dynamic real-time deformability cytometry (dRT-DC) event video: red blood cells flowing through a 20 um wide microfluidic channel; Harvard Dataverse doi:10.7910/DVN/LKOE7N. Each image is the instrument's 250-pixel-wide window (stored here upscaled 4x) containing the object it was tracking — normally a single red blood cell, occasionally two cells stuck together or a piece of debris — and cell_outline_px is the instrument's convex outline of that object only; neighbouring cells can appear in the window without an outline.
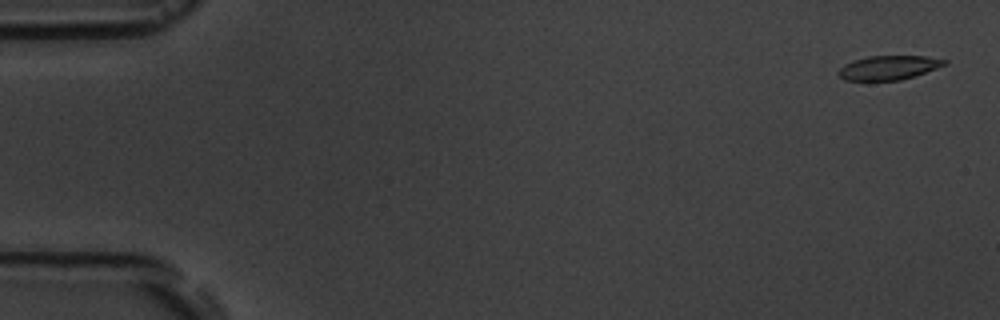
{"species": "common noctule bat (a hibernating species)", "species_latin": "Nyctalus noctula", "temperature_condition": "room temperature", "stored_images_in_passage": 5, "camera_frame_rate_fps": 3000, "um_per_image_px": 0.085, "animal": {"sex": "male", "body_mass_g": 19.5, "forearm_length_mm": 54.6}, "frame": {"image": 1, "passage_image": 1, "time_ms": 0.0, "image_size_px": [1000, 320], "cell_outline_px": [[948, 64], [900, 80], [844, 80], [836, 72], [844, 64], [868, 56], [924, 56], [948, 60]], "centroid_in_image_um": [75.52, 5.74], "position_along_channel_um": 9.5, "area_um2": 14.68}}
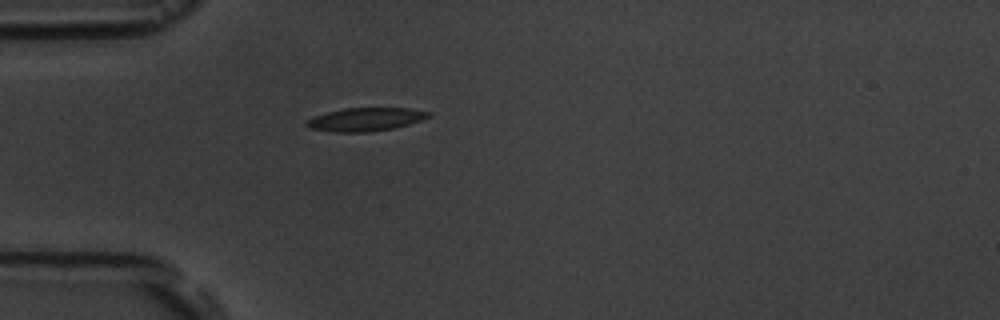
{"frame": {"image": 2, "passage_image": 5, "time_ms": 4.667, "image_size_px": [1000, 320], "cell_outline_px": [[432, 116], [408, 124], [392, 128], [364, 132], [336, 132], [308, 128], [304, 124], [304, 120], [328, 112], [344, 108], [408, 108], [428, 112]], "centroid_in_image_um": [31.01, 10.14], "position_along_channel_um": 54.0, "area_um2": 16.36}}